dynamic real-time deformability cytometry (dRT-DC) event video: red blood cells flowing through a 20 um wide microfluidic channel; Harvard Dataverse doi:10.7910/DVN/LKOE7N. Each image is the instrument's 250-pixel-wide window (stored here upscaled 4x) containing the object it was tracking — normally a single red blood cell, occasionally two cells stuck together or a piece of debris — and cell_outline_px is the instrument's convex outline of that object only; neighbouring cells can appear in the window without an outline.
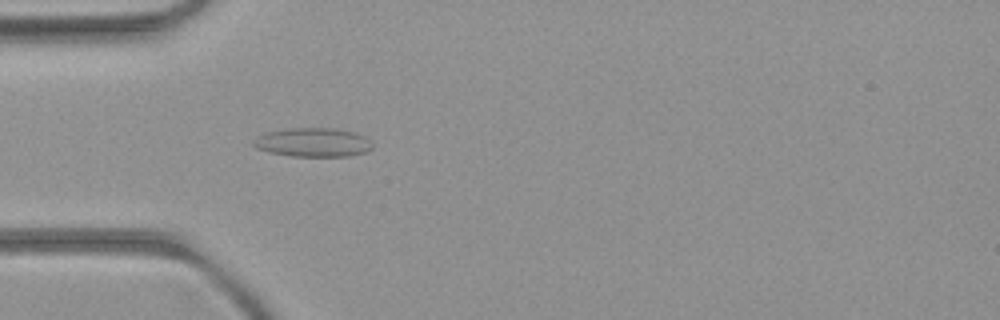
{"species": "common noctule bat (a hibernating species)", "species_latin": "Nyctalus noctula", "temperature_condition": "room temperature", "stored_images_in_passage": 4, "camera_frame_rate_fps": 3000, "um_per_image_px": 0.085, "animal": {"sex": "female", "body_mass_g": 21.9}, "frame": {"image": 1, "passage_image": 4, "time_ms": 3.333, "image_size_px": [1000, 320], "cell_outline_px": [[372, 148], [364, 152], [348, 156], [292, 156], [272, 152], [256, 148], [252, 144], [252, 140], [256, 136], [268, 132], [292, 128], [336, 128], [356, 132], [364, 136], [372, 144]], "centroid_in_image_um": [26.6, 12.09], "position_along_channel_um": 58.4, "area_um2": 19.94}}